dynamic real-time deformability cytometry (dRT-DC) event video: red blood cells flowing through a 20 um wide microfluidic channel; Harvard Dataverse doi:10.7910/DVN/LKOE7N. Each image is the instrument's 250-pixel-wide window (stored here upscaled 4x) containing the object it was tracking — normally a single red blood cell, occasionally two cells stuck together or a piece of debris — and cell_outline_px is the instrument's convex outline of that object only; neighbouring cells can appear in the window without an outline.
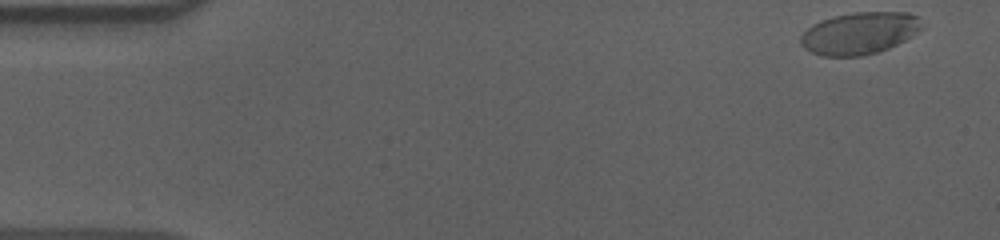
{"species": "human", "species_latin": "Homo sapiens", "temperature_condition": "cold", "stored_images_in_passage": 55, "camera_frame_rate_fps": 3000, "um_per_image_px": 0.085, "donor": {"sex": "male"}, "frame": {"image": 1, "passage_image": 1, "time_ms": 0.0, "image_size_px": [1000, 240], "cell_outline_px": [[920, 28], [912, 36], [888, 48], [876, 52], [860, 56], [820, 56], [804, 48], [800, 44], [800, 36], [812, 24], [820, 20], [836, 16], [856, 12], [908, 12], [920, 16]], "centroid_in_image_um": [73.03, 2.82], "position_along_channel_um": 12.0, "area_um2": 29.54}}
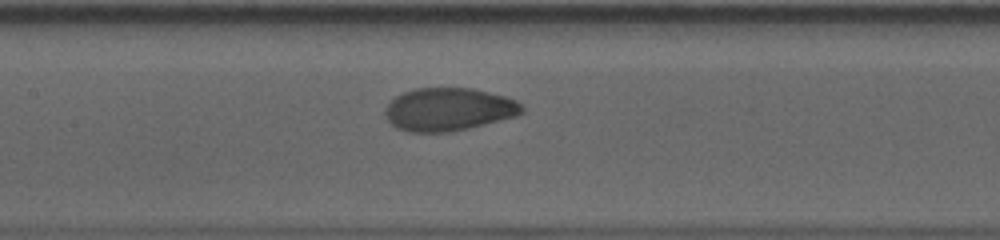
{"frame": {"image": 2, "passage_image": 25, "time_ms": 8.0, "image_size_px": [1000, 240], "cell_outline_px": [[524, 112], [516, 116], [468, 128], [448, 132], [408, 132], [396, 128], [388, 120], [384, 112], [384, 108], [396, 96], [404, 92], [416, 88], [472, 88], [504, 96], [516, 100], [524, 108]], "centroid_in_image_um": [38.12, 9.3], "position_along_channel_um": 169.3, "area_um2": 34.16}}
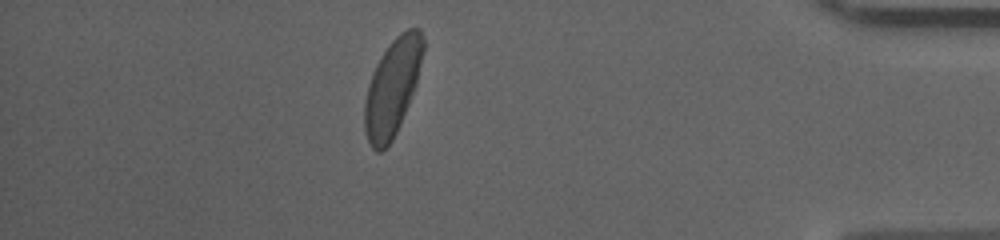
{"frame": {"image": 3, "passage_image": 48, "time_ms": 15.667, "image_size_px": [1000, 240], "cell_outline_px": [[424, 48], [416, 84], [408, 104], [396, 132], [392, 140], [380, 152], [376, 152], [372, 148], [364, 132], [364, 104], [368, 84], [372, 72], [376, 64], [388, 44], [400, 32], [408, 28], [420, 28], [424, 40]], "centroid_in_image_um": [33.34, 7.4], "position_along_channel_um": 401.9, "area_um2": 32.83}, "authors_computed_cell_mechanics": {"area_um2": 33.0616, "velocity_mm_per_s": 3.5899, "shape_relaxation_time_tau1_ms": 2.9854, "shape_relaxation_time_tau2_ms": null, "deformation_change_tau1": 0.1473, "deformation_change_tau2": null}}